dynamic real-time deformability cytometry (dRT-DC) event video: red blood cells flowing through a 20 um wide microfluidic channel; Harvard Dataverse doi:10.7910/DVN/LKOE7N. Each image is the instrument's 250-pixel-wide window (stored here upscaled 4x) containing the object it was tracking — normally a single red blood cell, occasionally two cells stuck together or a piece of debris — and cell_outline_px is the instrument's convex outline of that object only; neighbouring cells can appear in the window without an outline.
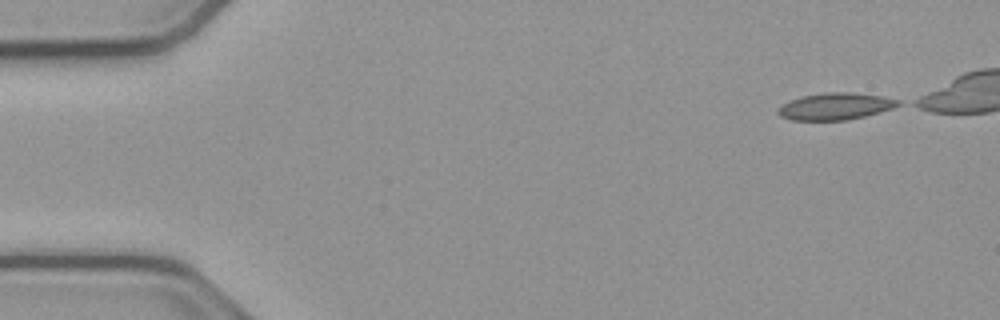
{"species": "common noctule bat (a hibernating species)", "species_latin": "Nyctalus noctula", "temperature_condition": "cold", "stored_images_in_passage": 41, "camera_frame_rate_fps": 3000, "um_per_image_px": 0.085, "animal": {"sex": "male", "body_mass_g": 23.1, "forearm_length_mm": 52.7}, "frame": {"image": 1, "passage_image": 1, "time_ms": 0.0, "image_size_px": [1000, 320], "cell_outline_px": [[904, 104], [880, 112], [848, 120], [792, 120], [780, 116], [776, 112], [784, 104], [800, 96], [824, 92], [852, 92], [880, 96], [900, 100]], "centroid_in_image_um": [71.04, 9.03], "position_along_channel_um": 14.0, "area_um2": 18.79}}
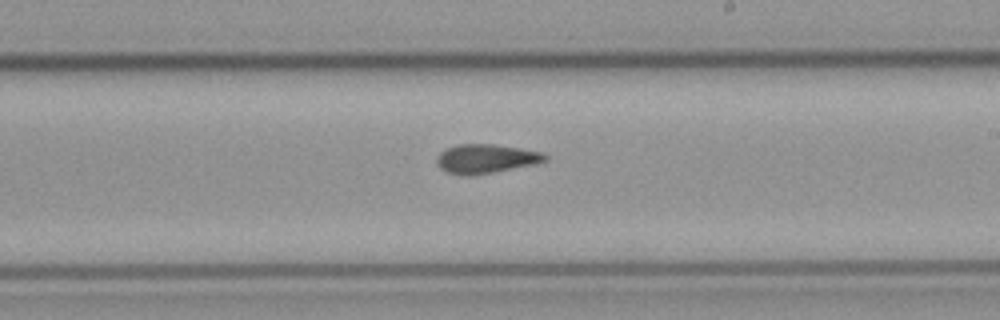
{"frame": {"image": 2, "passage_image": 28, "time_ms": 9.0, "image_size_px": [1000, 320], "cell_outline_px": [[548, 160], [536, 164], [492, 172], [468, 176], [448, 172], [440, 168], [436, 164], [436, 156], [440, 152], [456, 144], [492, 144], [520, 148], [544, 152], [548, 156]], "centroid_in_image_um": [41.31, 13.48], "position_along_channel_um": 247.7, "area_um2": 18.38}}
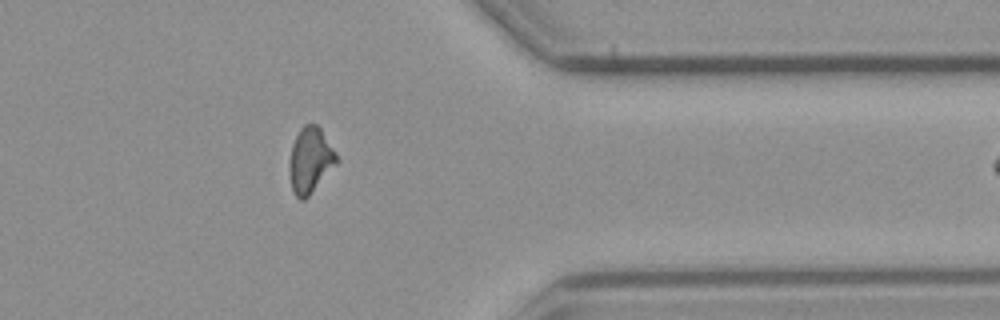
{"frame": {"image": 3, "passage_image": 40, "time_ms": 13.0, "image_size_px": [1000, 320], "cell_outline_px": [[340, 160], [308, 196], [304, 200], [300, 200], [296, 196], [292, 188], [288, 168], [288, 164], [292, 144], [300, 128], [304, 124], [316, 124], [320, 128], [336, 152]], "centroid_in_image_um": [26.37, 13.6], "position_along_channel_um": 385.0, "area_um2": 18.03}}